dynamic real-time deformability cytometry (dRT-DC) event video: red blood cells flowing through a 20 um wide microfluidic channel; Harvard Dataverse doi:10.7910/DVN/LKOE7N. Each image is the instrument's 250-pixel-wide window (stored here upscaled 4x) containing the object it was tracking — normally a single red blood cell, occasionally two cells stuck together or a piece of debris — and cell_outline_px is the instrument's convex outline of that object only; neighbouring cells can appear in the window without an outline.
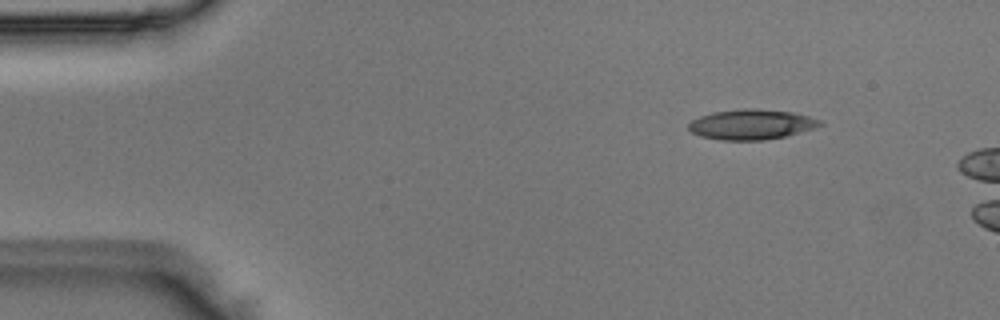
{"species": "Egyptian fruit bat (a non-hibernating species)", "species_latin": "Rousettus aegyptiacus", "temperature_condition": "room temperature", "stored_images_in_passage": 7, "camera_frame_rate_fps": 3000, "um_per_image_px": 0.085, "animal": {"sex": "male"}, "frame": {"image": 1, "passage_image": 2, "time_ms": 0.333, "image_size_px": [1000, 320], "cell_outline_px": [[824, 124], [816, 128], [784, 136], [764, 140], [720, 140], [700, 136], [692, 132], [688, 128], [688, 124], [692, 120], [700, 116], [712, 112], [792, 112], [808, 116], [820, 120]], "centroid_in_image_um": [63.86, 10.64], "position_along_channel_um": 21.1, "area_um2": 21.79}}